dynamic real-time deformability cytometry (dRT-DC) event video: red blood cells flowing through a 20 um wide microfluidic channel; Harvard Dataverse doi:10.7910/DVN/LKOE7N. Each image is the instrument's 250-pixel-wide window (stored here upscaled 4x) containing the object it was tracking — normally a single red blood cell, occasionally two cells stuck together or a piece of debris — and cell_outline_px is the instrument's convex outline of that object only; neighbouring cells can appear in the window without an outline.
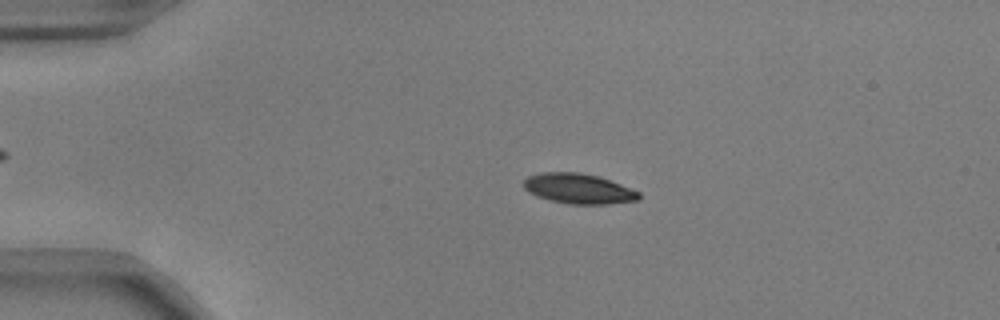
{"species": "common noctule bat (a hibernating species)", "species_latin": "Nyctalus noctula", "temperature_condition": "warm", "stored_images_in_passage": 54, "camera_frame_rate_fps": 3000, "um_per_image_px": 0.085, "animal": {"sex": "male", "body_mass_g": 17.9, "forearm_length_mm": 54.2}, "frame": {"image": 1, "passage_image": 12, "time_ms": 3.667, "image_size_px": [1000, 320], "cell_outline_px": [[640, 200], [608, 204], [568, 204], [548, 200], [536, 196], [528, 192], [524, 188], [524, 180], [528, 176], [540, 172], [580, 172], [600, 176], [640, 192]], "centroid_in_image_um": [49.17, 16.03], "position_along_channel_um": 35.8, "area_um2": 20.46}}
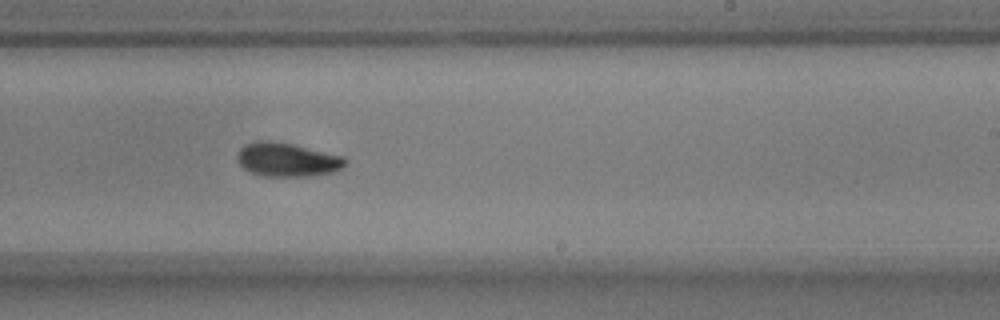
{"frame": {"image": 2, "passage_image": 34, "time_ms": 11.0, "image_size_px": [1000, 320], "cell_outline_px": [[348, 164], [336, 172], [308, 176], [264, 176], [252, 172], [244, 168], [236, 160], [236, 156], [240, 148], [244, 144], [256, 140], [268, 140], [292, 144], [344, 156], [348, 160]], "centroid_in_image_um": [24.43, 13.56], "position_along_channel_um": 264.6, "area_um2": 21.5}}
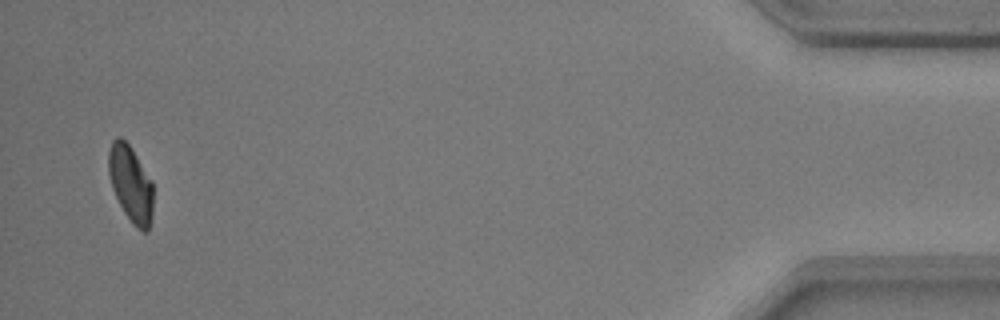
{"frame": {"image": 3, "passage_image": 53, "time_ms": 17.333, "image_size_px": [1000, 320], "cell_outline_px": [[152, 216], [148, 232], [144, 232], [136, 228], [132, 224], [124, 212], [112, 188], [108, 172], [108, 152], [112, 140], [116, 136], [120, 136], [132, 148], [152, 180]], "centroid_in_image_um": [11.1, 15.61], "position_along_channel_um": 424.1, "area_um2": 20.0}, "authors_computed_cell_mechanics": {"area_um2": 20.6635, "velocity_mm_per_s": 3.7237, "shape_relaxation_time_tau1_ms": 2.1214, "shape_relaxation_time_tau2_ms": 4.4755, "deformation_change_tau1": 0.1584, "deformation_change_tau2": 0.0864}}